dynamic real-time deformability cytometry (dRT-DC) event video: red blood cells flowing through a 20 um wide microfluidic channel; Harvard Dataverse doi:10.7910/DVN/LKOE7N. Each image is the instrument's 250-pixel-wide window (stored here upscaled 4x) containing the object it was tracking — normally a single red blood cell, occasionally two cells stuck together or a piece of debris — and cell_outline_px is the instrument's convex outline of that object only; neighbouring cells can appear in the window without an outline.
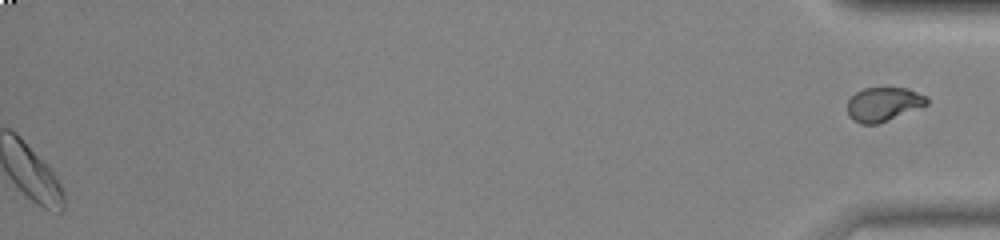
{"species": "common noctule bat (a hibernating species)", "species_latin": "Nyctalus noctula", "temperature_condition": "warm", "stored_images_in_passage": 47, "segment_of_instrument_passage": [2, 2], "camera_frame_rate_fps": 3000, "um_per_image_px": 0.085, "animal": {"sex": "female", "body_mass_g": 23.0, "forearm_length_mm": 53.4}, "frame": {"image": 1, "passage_image": 47, "time_ms": 15.333, "image_size_px": [1000, 240], "cell_outline_px": [[928, 104], [880, 124], [860, 124], [852, 120], [848, 116], [848, 100], [856, 92], [864, 88], [908, 88], [928, 96]], "centroid_in_image_um": [75.1, 8.87], "position_along_channel_um": 360.1, "area_um2": 15.9}}